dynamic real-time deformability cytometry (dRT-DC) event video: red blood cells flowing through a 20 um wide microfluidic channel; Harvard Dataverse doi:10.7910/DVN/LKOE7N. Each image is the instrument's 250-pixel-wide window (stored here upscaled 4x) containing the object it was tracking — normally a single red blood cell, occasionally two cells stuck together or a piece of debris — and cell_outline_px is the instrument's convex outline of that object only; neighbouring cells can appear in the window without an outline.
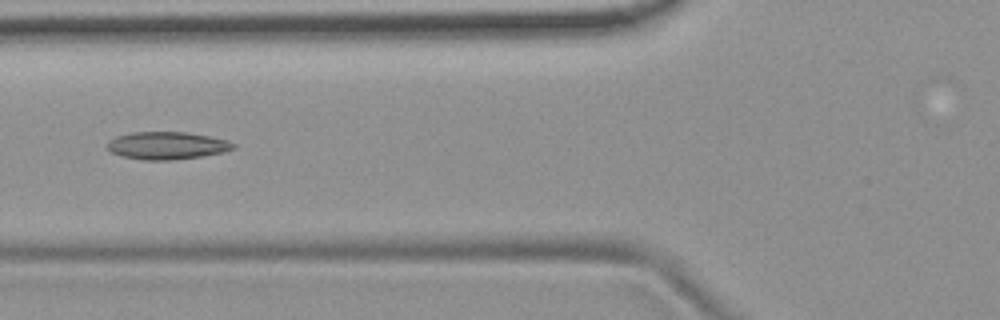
{"species": "common noctule bat (a hibernating species)", "species_latin": "Nyctalus noctula", "temperature_condition": "room temperature", "stored_images_in_passage": 7, "camera_frame_rate_fps": 3000, "um_per_image_px": 0.085, "animal": {"sex": "female", "body_mass_g": 19.9}, "frame": {"image": 1, "passage_image": 4, "time_ms": 3.333, "image_size_px": [1000, 320], "cell_outline_px": [[236, 148], [224, 152], [200, 156], [172, 160], [144, 160], [124, 156], [112, 152], [108, 148], [108, 140], [116, 136], [132, 132], [188, 132], [228, 140], [236, 144]], "centroid_in_image_um": [14.22, 12.36], "position_along_channel_um": 111.6, "area_um2": 20.17}}
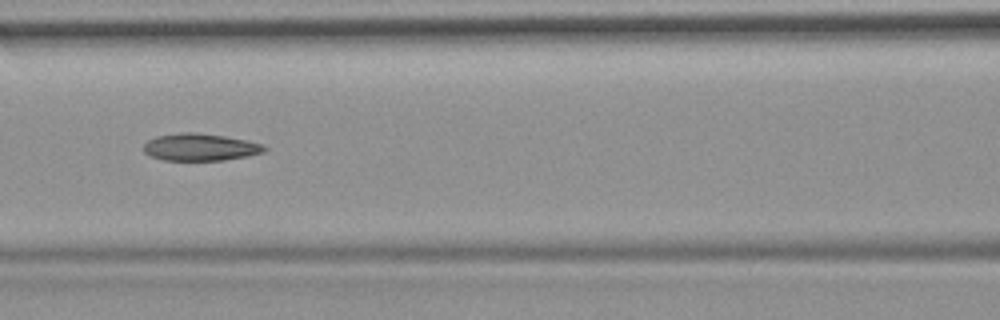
{"frame": {"image": 2, "passage_image": 5, "time_ms": 4.333, "image_size_px": [1000, 320], "cell_outline_px": [[268, 148], [264, 152], [248, 156], [224, 160], [164, 160], [152, 156], [144, 152], [144, 144], [148, 140], [156, 136], [184, 132], [196, 132], [224, 136], [264, 144]], "centroid_in_image_um": [17.04, 12.5], "position_along_channel_um": 149.6, "area_um2": 19.07}}
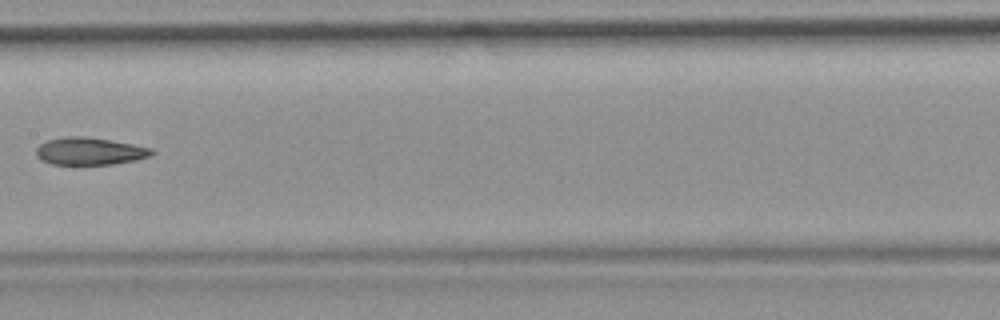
{"frame": {"image": 3, "passage_image": 6, "time_ms": 5.667, "image_size_px": [1000, 320], "cell_outline_px": [[156, 152], [152, 156], [136, 160], [112, 164], [52, 164], [40, 160], [36, 156], [36, 148], [40, 144], [48, 140], [68, 136], [88, 136], [112, 140], [152, 148]], "centroid_in_image_um": [7.64, 12.85], "position_along_channel_um": 199.8, "area_um2": 18.61}}